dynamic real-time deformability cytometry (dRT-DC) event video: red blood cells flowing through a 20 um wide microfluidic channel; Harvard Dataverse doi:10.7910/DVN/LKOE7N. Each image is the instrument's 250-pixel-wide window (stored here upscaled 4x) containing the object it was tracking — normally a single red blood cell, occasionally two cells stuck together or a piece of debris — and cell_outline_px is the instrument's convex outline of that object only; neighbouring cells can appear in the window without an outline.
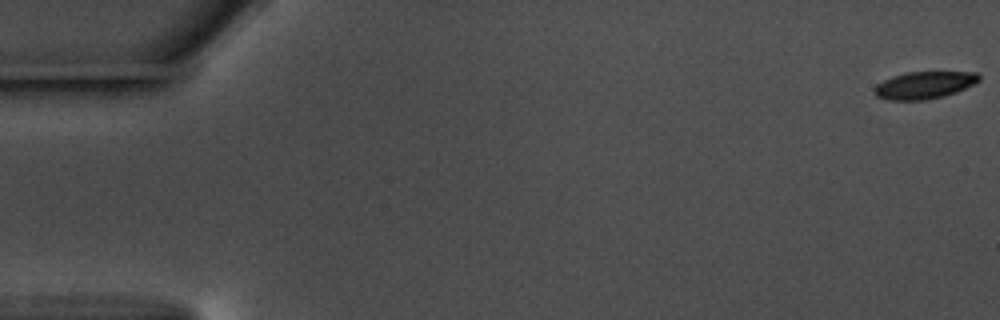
{"species": "common noctule bat (a hibernating species)", "species_latin": "Nyctalus noctula", "temperature_condition": "warm", "stored_images_in_passage": 58, "camera_frame_rate_fps": 3000, "um_per_image_px": 0.085, "animal": {"sex": "male", "body_mass_g": 17.5, "forearm_length_mm": 52.3}, "frame": {"image": 1, "passage_image": 1, "time_ms": 0.0, "image_size_px": [1000, 320], "cell_outline_px": [[980, 80], [956, 92], [944, 96], [924, 100], [888, 100], [876, 96], [872, 92], [876, 84], [892, 76], [904, 72], [976, 72], [980, 76]], "centroid_in_image_um": [78.51, 7.23], "position_along_channel_um": 6.5, "area_um2": 16.65}}
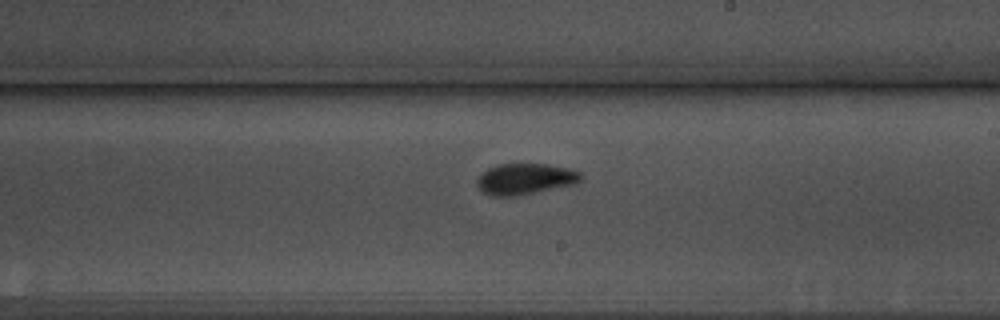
{"frame": {"image": 2, "passage_image": 34, "time_ms": 11.0, "image_size_px": [1000, 320], "cell_outline_px": [[584, 176], [576, 184], [516, 196], [492, 196], [484, 192], [476, 184], [476, 180], [488, 168], [496, 164], [548, 164], [568, 168], [580, 172]], "centroid_in_image_um": [44.66, 15.21], "position_along_channel_um": 244.3, "area_um2": 18.79}}
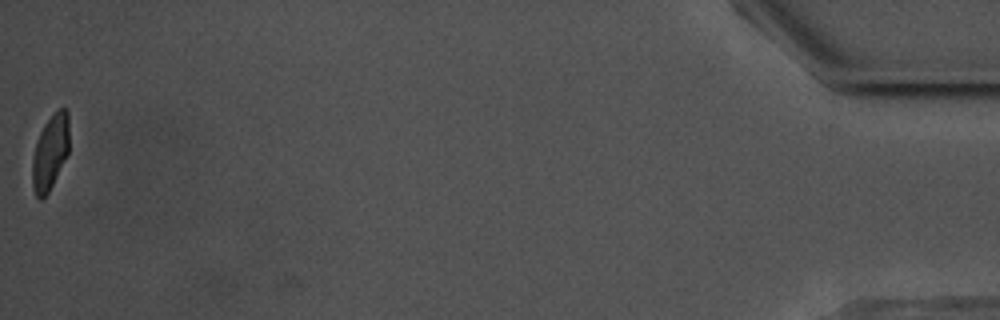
{"frame": {"image": 3, "passage_image": 58, "time_ms": 19.0, "image_size_px": [1000, 320], "cell_outline_px": [[68, 152], [48, 192], [40, 200], [36, 196], [32, 188], [32, 160], [36, 140], [44, 124], [60, 108], [68, 108]], "centroid_in_image_um": [4.24, 12.94], "position_along_channel_um": 431.0, "area_um2": 15.84}, "authors_computed_cell_mechanics": {"area_um2": 18.1203, "velocity_mm_per_s": 3.5711, "shape_relaxation_time_tau1_ms": 3.4594, "shape_relaxation_time_tau2_ms": 0.9582, "deformation_change_tau1": 0.1071, "deformation_change_tau2": 0.0571}}